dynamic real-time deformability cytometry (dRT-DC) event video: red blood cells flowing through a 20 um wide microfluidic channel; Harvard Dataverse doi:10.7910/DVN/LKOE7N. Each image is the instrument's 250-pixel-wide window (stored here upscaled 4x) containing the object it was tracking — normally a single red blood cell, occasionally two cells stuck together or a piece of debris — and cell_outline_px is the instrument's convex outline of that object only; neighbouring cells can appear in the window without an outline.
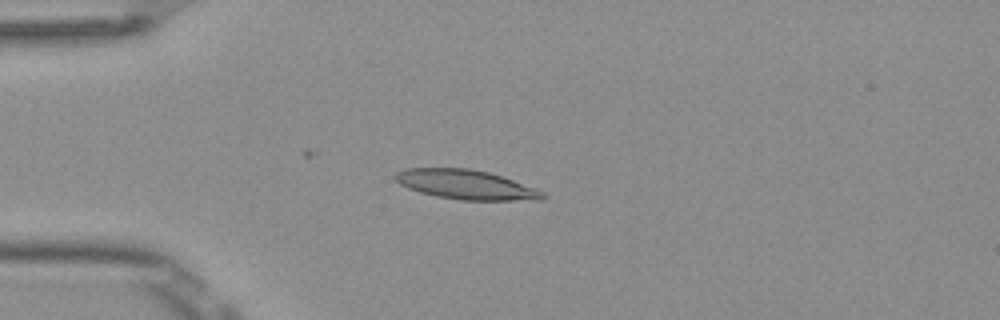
{"species": "Egyptian fruit bat (a non-hibernating species)", "species_latin": "Rousettus aegyptiacus", "temperature_condition": "room temperature", "stored_images_in_passage": 7, "camera_frame_rate_fps": 3000, "um_per_image_px": 0.085, "frame": {"image": 1, "passage_image": 5, "time_ms": 1.333, "image_size_px": [1000, 320], "cell_outline_px": [[548, 196], [544, 200], [460, 200], [436, 196], [420, 192], [408, 188], [400, 184], [392, 176], [396, 172], [404, 168], [468, 168], [488, 172], [536, 188], [544, 192]], "centroid_in_image_um": [39.61, 15.69], "position_along_channel_um": 45.4, "area_um2": 25.37}}
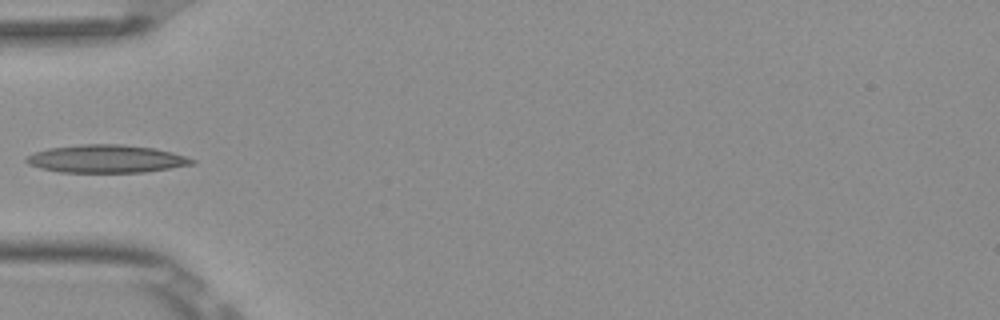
{"frame": {"image": 2, "passage_image": 6, "time_ms": 1.667, "image_size_px": [1000, 320], "cell_outline_px": [[196, 164], [144, 172], [60, 172], [40, 168], [28, 164], [24, 160], [28, 156], [36, 152], [48, 148], [80, 144], [124, 144], [156, 148], [172, 152], [196, 160]], "centroid_in_image_um": [9.06, 13.49], "position_along_channel_um": 75.9, "area_um2": 26.99}}
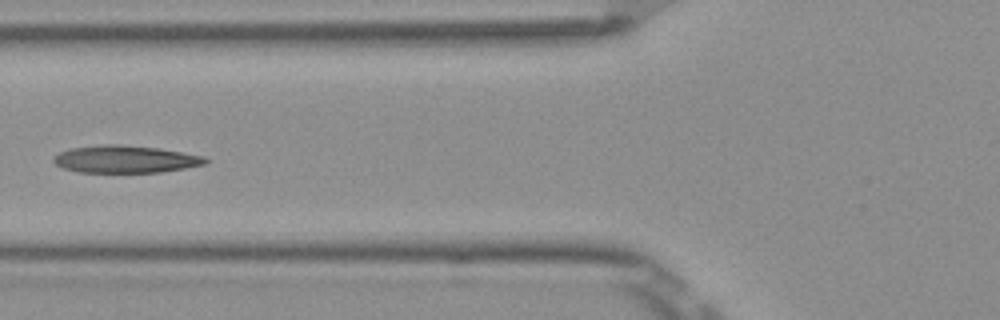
{"frame": {"image": 3, "passage_image": 7, "time_ms": 2.0, "image_size_px": [1000, 320], "cell_outline_px": [[208, 164], [160, 172], [80, 172], [64, 168], [56, 164], [52, 160], [52, 156], [60, 152], [72, 148], [104, 144], [120, 144], [160, 148], [200, 156], [208, 160]], "centroid_in_image_um": [10.63, 13.53], "position_along_channel_um": 115.2, "area_um2": 24.04}}